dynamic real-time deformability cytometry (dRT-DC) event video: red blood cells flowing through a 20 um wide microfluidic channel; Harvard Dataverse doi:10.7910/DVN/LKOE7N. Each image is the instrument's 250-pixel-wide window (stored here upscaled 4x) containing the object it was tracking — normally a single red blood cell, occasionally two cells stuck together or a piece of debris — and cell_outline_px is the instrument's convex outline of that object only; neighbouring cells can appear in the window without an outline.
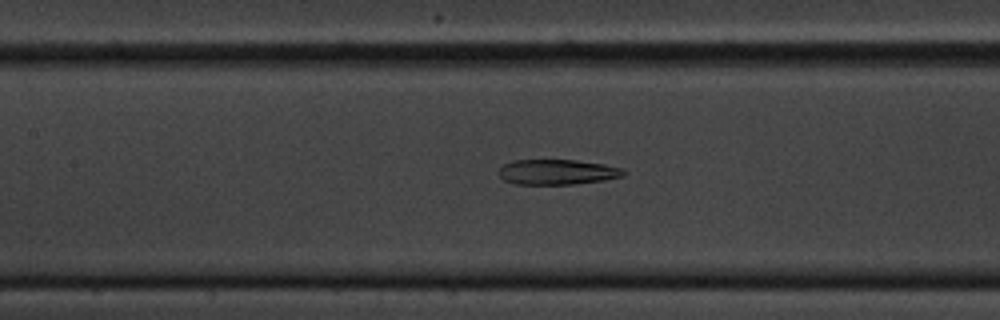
{"species": "common noctule bat (a hibernating species)", "species_latin": "Nyctalus noctula", "temperature_condition": "cold", "stored_images_in_passage": 39, "camera_frame_rate_fps": 3000, "um_per_image_px": 0.085, "animal": {"sex": "male", "body_mass_g": 20.1, "forearm_length_mm": 53.5}, "frame": {"image": 1, "passage_image": 15, "time_ms": 4.667, "image_size_px": [1000, 320], "cell_outline_px": [[628, 172], [624, 176], [604, 180], [572, 184], [516, 184], [504, 180], [500, 176], [500, 168], [504, 164], [512, 160], [576, 160], [604, 164], [624, 168]], "centroid_in_image_um": [47.42, 14.61], "position_along_channel_um": 160.0, "area_um2": 18.38}}
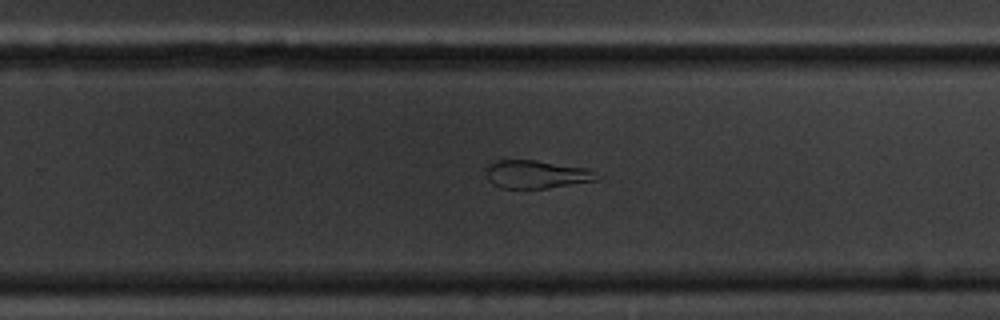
{"frame": {"image": 2, "passage_image": 26, "time_ms": 8.333, "image_size_px": [1000, 320], "cell_outline_px": [[604, 176], [596, 180], [548, 188], [500, 188], [492, 184], [488, 180], [488, 164], [496, 160], [536, 160], [588, 168]], "centroid_in_image_um": [45.64, 14.81], "position_along_channel_um": 284.2, "area_um2": 18.21}}
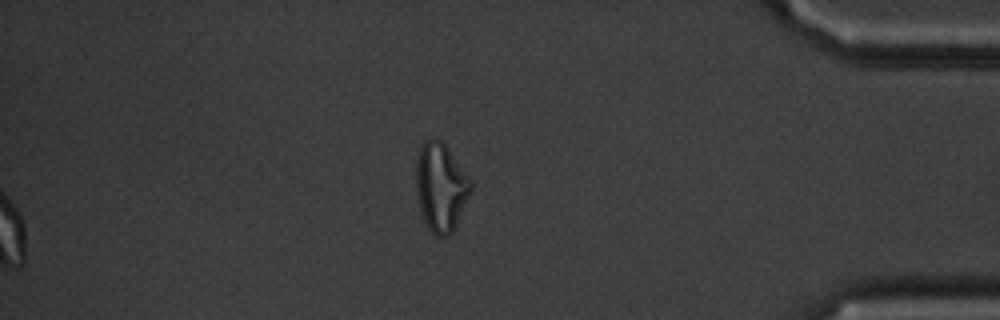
{"frame": {"image": 3, "passage_image": 39, "time_ms": 12.667, "image_size_px": [1000, 320], "cell_outline_px": [[472, 192], [452, 232], [448, 236], [436, 236], [428, 228], [424, 220], [420, 208], [416, 192], [416, 160], [420, 148], [424, 140], [432, 136], [436, 136], [444, 144], [472, 180]], "centroid_in_image_um": [37.47, 15.88], "position_along_channel_um": 397.7, "area_um2": 28.32}, "authors_computed_cell_mechanics": {"area_um2": 19.363, "velocity_mm_per_s": 3.3927, "shape_relaxation_time_tau1_ms": null, "shape_relaxation_time_tau2_ms": 2.978, "deformation_change_tau1": null, "deformation_change_tau2": 0.1266}}